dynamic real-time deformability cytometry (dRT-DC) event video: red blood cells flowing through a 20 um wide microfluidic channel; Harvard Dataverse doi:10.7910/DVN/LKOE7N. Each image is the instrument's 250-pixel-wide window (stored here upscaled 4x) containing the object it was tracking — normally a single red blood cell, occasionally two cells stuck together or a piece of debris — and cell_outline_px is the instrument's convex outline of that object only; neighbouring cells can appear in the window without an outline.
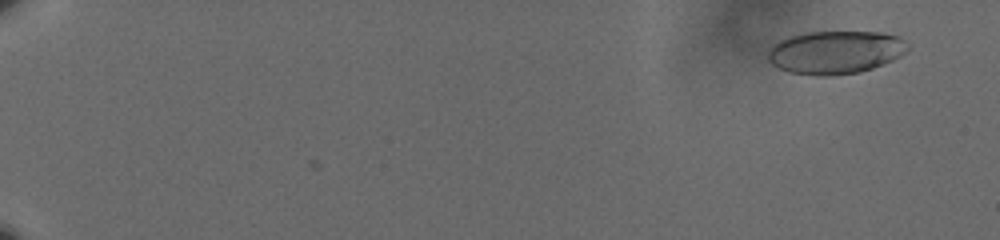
{"species": "human", "species_latin": "Homo sapiens", "temperature_condition": "cold", "stored_images_in_passage": 62, "camera_frame_rate_fps": 3000, "um_per_image_px": 0.085, "donor": {"sex": "male"}, "frame": {"image": 1, "passage_image": 5, "time_ms": 1.333, "image_size_px": [1000, 240], "cell_outline_px": [[908, 48], [900, 56], [892, 60], [872, 68], [860, 72], [832, 76], [816, 76], [788, 72], [772, 64], [768, 60], [768, 48], [772, 44], [788, 36], [804, 32], [884, 32], [900, 36], [908, 44]], "centroid_in_image_um": [70.98, 4.44], "position_along_channel_um": 14.0, "area_um2": 35.43}}
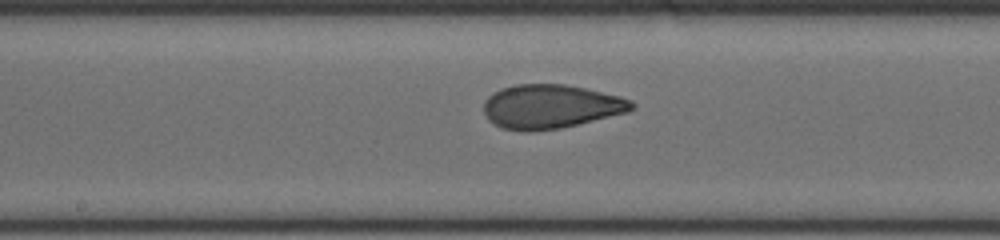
{"frame": {"image": 2, "passage_image": 37, "time_ms": 12.0, "image_size_px": [1000, 240], "cell_outline_px": [[636, 108], [628, 112], [560, 128], [524, 132], [504, 128], [488, 120], [484, 112], [484, 100], [488, 96], [500, 88], [516, 84], [564, 84], [584, 88], [620, 96], [632, 100], [636, 104]], "centroid_in_image_um": [46.82, 9.05], "position_along_channel_um": 201.4, "area_um2": 37.92}}
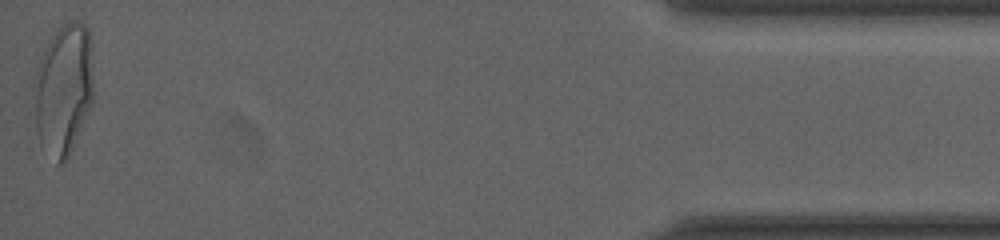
{"frame": {"image": 3, "passage_image": 62, "time_ms": 20.333, "image_size_px": [1000, 240], "cell_outline_px": [[92, 104], [68, 160], [64, 164], [56, 164], [40, 144], [36, 132], [32, 88], [32, 84], [36, 68], [44, 48], [48, 40], [68, 20], [76, 20], [84, 24], [88, 28], [92, 64]], "centroid_in_image_um": [5.36, 7.65], "position_along_channel_um": 429.8, "area_um2": 46.36}, "authors_computed_cell_mechanics": {"area_um2": 37.1943, "velocity_mm_per_s": 3.5951, "shape_relaxation_time_tau1_ms": 5.7641, "shape_relaxation_time_tau2_ms": 1.0575, "deformation_change_tau1": 0.1658, "deformation_change_tau2": 0.067}}